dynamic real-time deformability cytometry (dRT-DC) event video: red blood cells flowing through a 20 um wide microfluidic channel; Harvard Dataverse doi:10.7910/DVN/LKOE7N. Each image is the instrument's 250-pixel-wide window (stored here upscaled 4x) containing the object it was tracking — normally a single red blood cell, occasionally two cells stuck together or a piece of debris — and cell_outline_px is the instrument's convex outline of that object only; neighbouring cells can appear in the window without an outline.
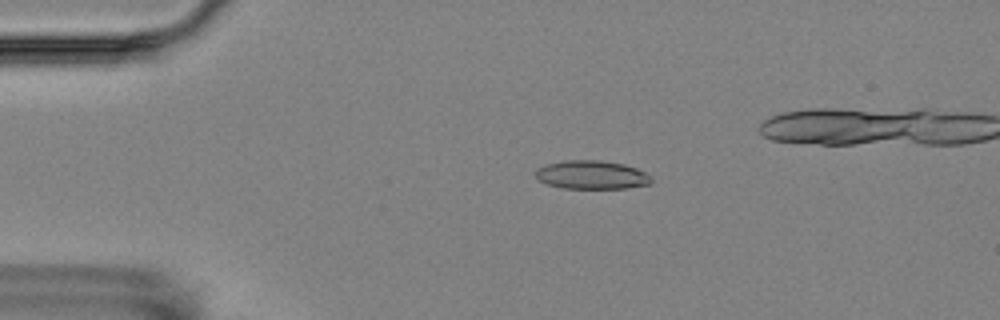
{"species": "Egyptian fruit bat (a non-hibernating species)", "species_latin": "Rousettus aegyptiacus", "temperature_condition": "room temperature", "stored_images_in_passage": 6, "segment_of_instrument_passage": [1, 2], "camera_frame_rate_fps": 3000, "um_per_image_px": 0.085, "animal": {"sex": "female"}, "frame": {"image": 1, "passage_image": 1, "time_ms": 0.0, "image_size_px": [1000, 320], "cell_outline_px": [[652, 184], [628, 188], [560, 188], [536, 180], [536, 168], [544, 164], [564, 160], [604, 160], [624, 164], [636, 168], [644, 172], [652, 180]], "centroid_in_image_um": [50.25, 14.86], "position_along_channel_um": 34.7, "area_um2": 19.48}}
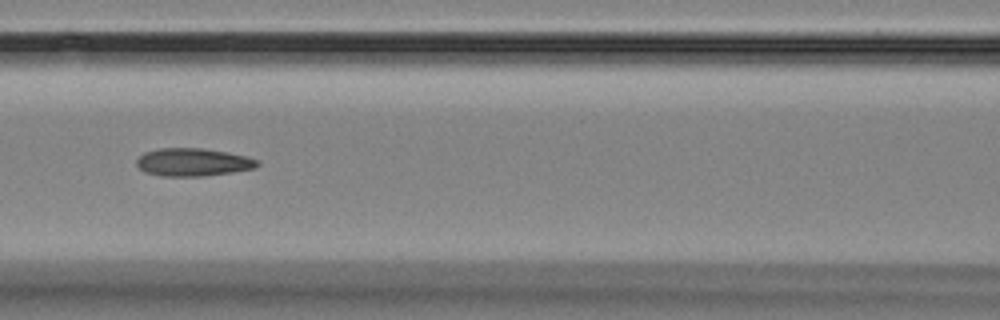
{"frame": {"image": 2, "passage_image": 5, "time_ms": 4.333, "image_size_px": [1000, 320], "cell_outline_px": [[260, 164], [256, 168], [232, 172], [204, 176], [160, 176], [144, 172], [136, 164], [136, 160], [144, 152], [160, 148], [204, 148], [228, 152], [260, 160]], "centroid_in_image_um": [16.41, 13.78], "position_along_channel_um": 150.2, "area_um2": 19.77}}